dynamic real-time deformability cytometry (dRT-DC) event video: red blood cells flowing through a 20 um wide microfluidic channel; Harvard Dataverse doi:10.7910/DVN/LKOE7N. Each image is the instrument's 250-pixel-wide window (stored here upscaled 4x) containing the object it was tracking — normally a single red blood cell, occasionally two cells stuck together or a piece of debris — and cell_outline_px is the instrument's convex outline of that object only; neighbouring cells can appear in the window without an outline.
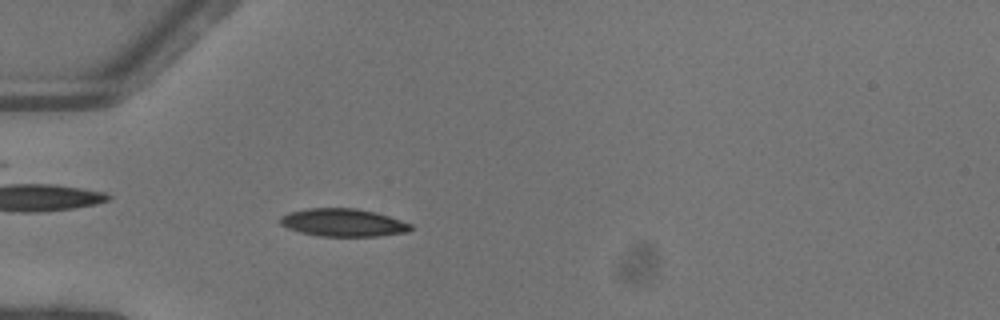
{"species": "common noctule bat (a hibernating species)", "species_latin": "Nyctalus noctula", "temperature_condition": "warm", "stored_images_in_passage": 45, "camera_frame_rate_fps": 3000, "um_per_image_px": 0.085, "animal": {"sex": "female"}, "frame": {"image": 1, "passage_image": 10, "time_ms": 3.0, "image_size_px": [1000, 320], "cell_outline_px": [[412, 228], [408, 232], [380, 236], [320, 236], [300, 232], [288, 228], [280, 224], [280, 216], [288, 212], [308, 208], [356, 208], [376, 212], [412, 224]], "centroid_in_image_um": [29.16, 18.92], "position_along_channel_um": 55.8, "area_um2": 21.21}}
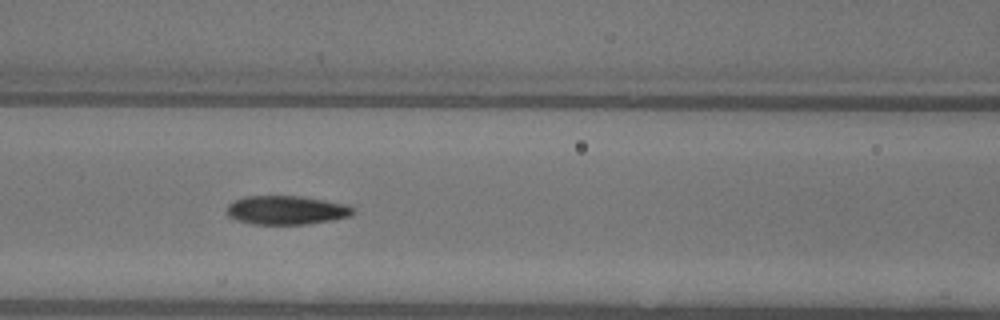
{"frame": {"image": 2, "passage_image": 17, "time_ms": 5.333, "image_size_px": [1000, 320], "cell_outline_px": [[352, 212], [348, 216], [332, 220], [304, 224], [252, 224], [236, 220], [228, 216], [224, 212], [228, 204], [232, 200], [244, 196], [300, 196], [348, 204], [352, 208]], "centroid_in_image_um": [24.25, 17.85], "position_along_channel_um": 142.4, "area_um2": 21.27}}
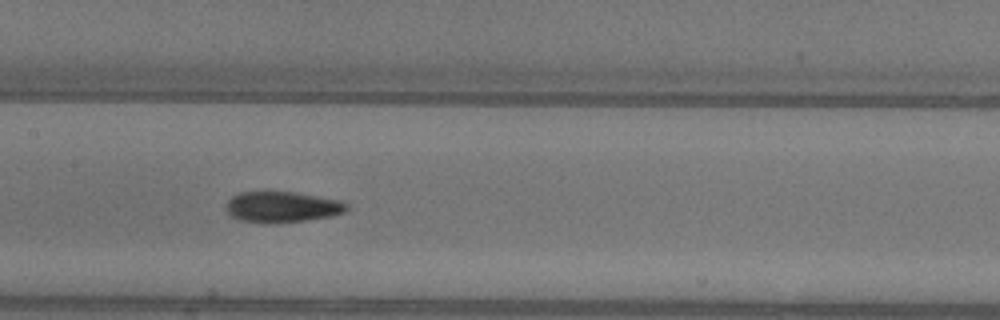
{"frame": {"image": 3, "passage_image": 20, "time_ms": 6.333, "image_size_px": [1000, 320], "cell_outline_px": [[348, 208], [344, 212], [332, 216], [308, 220], [276, 224], [264, 224], [240, 220], [232, 216], [224, 208], [224, 204], [232, 196], [240, 192], [292, 192], [340, 200], [348, 204]], "centroid_in_image_um": [23.95, 17.61], "position_along_channel_um": 183.5, "area_um2": 21.96}}